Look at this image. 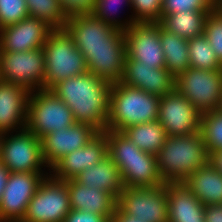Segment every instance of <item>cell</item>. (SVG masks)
Instances as JSON below:
<instances>
[{
  "mask_svg": "<svg viewBox=\"0 0 222 222\" xmlns=\"http://www.w3.org/2000/svg\"><path fill=\"white\" fill-rule=\"evenodd\" d=\"M168 222H205L204 205L182 182L166 183Z\"/></svg>",
  "mask_w": 222,
  "mask_h": 222,
  "instance_id": "21",
  "label": "cell"
},
{
  "mask_svg": "<svg viewBox=\"0 0 222 222\" xmlns=\"http://www.w3.org/2000/svg\"><path fill=\"white\" fill-rule=\"evenodd\" d=\"M202 135L167 136L157 154L158 171L165 183L182 182L209 161Z\"/></svg>",
  "mask_w": 222,
  "mask_h": 222,
  "instance_id": "3",
  "label": "cell"
},
{
  "mask_svg": "<svg viewBox=\"0 0 222 222\" xmlns=\"http://www.w3.org/2000/svg\"><path fill=\"white\" fill-rule=\"evenodd\" d=\"M203 35L222 64V9L219 6L208 14Z\"/></svg>",
  "mask_w": 222,
  "mask_h": 222,
  "instance_id": "33",
  "label": "cell"
},
{
  "mask_svg": "<svg viewBox=\"0 0 222 222\" xmlns=\"http://www.w3.org/2000/svg\"><path fill=\"white\" fill-rule=\"evenodd\" d=\"M131 11L135 23L160 22L162 0H131Z\"/></svg>",
  "mask_w": 222,
  "mask_h": 222,
  "instance_id": "34",
  "label": "cell"
},
{
  "mask_svg": "<svg viewBox=\"0 0 222 222\" xmlns=\"http://www.w3.org/2000/svg\"><path fill=\"white\" fill-rule=\"evenodd\" d=\"M45 59L44 89L50 90L56 83L88 72L83 54L73 38L63 29H53L43 46Z\"/></svg>",
  "mask_w": 222,
  "mask_h": 222,
  "instance_id": "5",
  "label": "cell"
},
{
  "mask_svg": "<svg viewBox=\"0 0 222 222\" xmlns=\"http://www.w3.org/2000/svg\"><path fill=\"white\" fill-rule=\"evenodd\" d=\"M200 134L209 157L214 152L222 150V113L218 110L202 113Z\"/></svg>",
  "mask_w": 222,
  "mask_h": 222,
  "instance_id": "31",
  "label": "cell"
},
{
  "mask_svg": "<svg viewBox=\"0 0 222 222\" xmlns=\"http://www.w3.org/2000/svg\"><path fill=\"white\" fill-rule=\"evenodd\" d=\"M64 29L83 54L89 73L110 83L120 82L126 57L124 32L92 13L69 17Z\"/></svg>",
  "mask_w": 222,
  "mask_h": 222,
  "instance_id": "1",
  "label": "cell"
},
{
  "mask_svg": "<svg viewBox=\"0 0 222 222\" xmlns=\"http://www.w3.org/2000/svg\"><path fill=\"white\" fill-rule=\"evenodd\" d=\"M182 183L204 206L222 204V173L210 160Z\"/></svg>",
  "mask_w": 222,
  "mask_h": 222,
  "instance_id": "23",
  "label": "cell"
},
{
  "mask_svg": "<svg viewBox=\"0 0 222 222\" xmlns=\"http://www.w3.org/2000/svg\"><path fill=\"white\" fill-rule=\"evenodd\" d=\"M28 15L39 18L53 29H63L68 16L63 11L60 0H25Z\"/></svg>",
  "mask_w": 222,
  "mask_h": 222,
  "instance_id": "29",
  "label": "cell"
},
{
  "mask_svg": "<svg viewBox=\"0 0 222 222\" xmlns=\"http://www.w3.org/2000/svg\"><path fill=\"white\" fill-rule=\"evenodd\" d=\"M220 113H222V94H221V99H220V104L219 107L217 109Z\"/></svg>",
  "mask_w": 222,
  "mask_h": 222,
  "instance_id": "43",
  "label": "cell"
},
{
  "mask_svg": "<svg viewBox=\"0 0 222 222\" xmlns=\"http://www.w3.org/2000/svg\"><path fill=\"white\" fill-rule=\"evenodd\" d=\"M160 42L165 58V68L175 78L190 68L188 39L170 33L160 24Z\"/></svg>",
  "mask_w": 222,
  "mask_h": 222,
  "instance_id": "26",
  "label": "cell"
},
{
  "mask_svg": "<svg viewBox=\"0 0 222 222\" xmlns=\"http://www.w3.org/2000/svg\"><path fill=\"white\" fill-rule=\"evenodd\" d=\"M124 214L146 222H168L166 183L154 188L125 187L117 198Z\"/></svg>",
  "mask_w": 222,
  "mask_h": 222,
  "instance_id": "11",
  "label": "cell"
},
{
  "mask_svg": "<svg viewBox=\"0 0 222 222\" xmlns=\"http://www.w3.org/2000/svg\"><path fill=\"white\" fill-rule=\"evenodd\" d=\"M78 183L111 193L116 199L125 188L120 169L107 154L98 163L74 178Z\"/></svg>",
  "mask_w": 222,
  "mask_h": 222,
  "instance_id": "24",
  "label": "cell"
},
{
  "mask_svg": "<svg viewBox=\"0 0 222 222\" xmlns=\"http://www.w3.org/2000/svg\"><path fill=\"white\" fill-rule=\"evenodd\" d=\"M218 6L222 9V0H218Z\"/></svg>",
  "mask_w": 222,
  "mask_h": 222,
  "instance_id": "46",
  "label": "cell"
},
{
  "mask_svg": "<svg viewBox=\"0 0 222 222\" xmlns=\"http://www.w3.org/2000/svg\"><path fill=\"white\" fill-rule=\"evenodd\" d=\"M3 132L2 131H0V151H1V141H2V138H3Z\"/></svg>",
  "mask_w": 222,
  "mask_h": 222,
  "instance_id": "44",
  "label": "cell"
},
{
  "mask_svg": "<svg viewBox=\"0 0 222 222\" xmlns=\"http://www.w3.org/2000/svg\"><path fill=\"white\" fill-rule=\"evenodd\" d=\"M205 222H222V204L204 206Z\"/></svg>",
  "mask_w": 222,
  "mask_h": 222,
  "instance_id": "39",
  "label": "cell"
},
{
  "mask_svg": "<svg viewBox=\"0 0 222 222\" xmlns=\"http://www.w3.org/2000/svg\"><path fill=\"white\" fill-rule=\"evenodd\" d=\"M139 149L157 155L167 134L158 120L127 127L122 131Z\"/></svg>",
  "mask_w": 222,
  "mask_h": 222,
  "instance_id": "27",
  "label": "cell"
},
{
  "mask_svg": "<svg viewBox=\"0 0 222 222\" xmlns=\"http://www.w3.org/2000/svg\"><path fill=\"white\" fill-rule=\"evenodd\" d=\"M211 11L188 10L174 14H164L161 26L179 37L191 39L204 33L205 22Z\"/></svg>",
  "mask_w": 222,
  "mask_h": 222,
  "instance_id": "25",
  "label": "cell"
},
{
  "mask_svg": "<svg viewBox=\"0 0 222 222\" xmlns=\"http://www.w3.org/2000/svg\"><path fill=\"white\" fill-rule=\"evenodd\" d=\"M175 89L202 114L217 110L222 94V69L188 68L175 78Z\"/></svg>",
  "mask_w": 222,
  "mask_h": 222,
  "instance_id": "9",
  "label": "cell"
},
{
  "mask_svg": "<svg viewBox=\"0 0 222 222\" xmlns=\"http://www.w3.org/2000/svg\"><path fill=\"white\" fill-rule=\"evenodd\" d=\"M123 7H127V9L125 10ZM91 13L109 26L122 32L135 23L131 11V0H96ZM125 15L127 16L125 17Z\"/></svg>",
  "mask_w": 222,
  "mask_h": 222,
  "instance_id": "28",
  "label": "cell"
},
{
  "mask_svg": "<svg viewBox=\"0 0 222 222\" xmlns=\"http://www.w3.org/2000/svg\"><path fill=\"white\" fill-rule=\"evenodd\" d=\"M126 58L165 68V58L160 42V23H134L126 31Z\"/></svg>",
  "mask_w": 222,
  "mask_h": 222,
  "instance_id": "14",
  "label": "cell"
},
{
  "mask_svg": "<svg viewBox=\"0 0 222 222\" xmlns=\"http://www.w3.org/2000/svg\"><path fill=\"white\" fill-rule=\"evenodd\" d=\"M107 135L98 132L84 147L76 149L50 168V175L58 180H70L92 167L107 155Z\"/></svg>",
  "mask_w": 222,
  "mask_h": 222,
  "instance_id": "18",
  "label": "cell"
},
{
  "mask_svg": "<svg viewBox=\"0 0 222 222\" xmlns=\"http://www.w3.org/2000/svg\"><path fill=\"white\" fill-rule=\"evenodd\" d=\"M72 210H83L111 219L117 208V199L109 192L89 188L75 179L66 180Z\"/></svg>",
  "mask_w": 222,
  "mask_h": 222,
  "instance_id": "20",
  "label": "cell"
},
{
  "mask_svg": "<svg viewBox=\"0 0 222 222\" xmlns=\"http://www.w3.org/2000/svg\"><path fill=\"white\" fill-rule=\"evenodd\" d=\"M110 222H146L135 217L122 213L118 208L115 209Z\"/></svg>",
  "mask_w": 222,
  "mask_h": 222,
  "instance_id": "40",
  "label": "cell"
},
{
  "mask_svg": "<svg viewBox=\"0 0 222 222\" xmlns=\"http://www.w3.org/2000/svg\"><path fill=\"white\" fill-rule=\"evenodd\" d=\"M104 133L107 135V153L116 166L122 160L136 159L144 152L122 132L107 130Z\"/></svg>",
  "mask_w": 222,
  "mask_h": 222,
  "instance_id": "32",
  "label": "cell"
},
{
  "mask_svg": "<svg viewBox=\"0 0 222 222\" xmlns=\"http://www.w3.org/2000/svg\"><path fill=\"white\" fill-rule=\"evenodd\" d=\"M70 210L66 181L48 175L37 187L20 222H64Z\"/></svg>",
  "mask_w": 222,
  "mask_h": 222,
  "instance_id": "8",
  "label": "cell"
},
{
  "mask_svg": "<svg viewBox=\"0 0 222 222\" xmlns=\"http://www.w3.org/2000/svg\"><path fill=\"white\" fill-rule=\"evenodd\" d=\"M0 162L10 172L50 173L43 158L41 139L27 128L3 134Z\"/></svg>",
  "mask_w": 222,
  "mask_h": 222,
  "instance_id": "7",
  "label": "cell"
},
{
  "mask_svg": "<svg viewBox=\"0 0 222 222\" xmlns=\"http://www.w3.org/2000/svg\"><path fill=\"white\" fill-rule=\"evenodd\" d=\"M209 160L222 173V150L214 152Z\"/></svg>",
  "mask_w": 222,
  "mask_h": 222,
  "instance_id": "42",
  "label": "cell"
},
{
  "mask_svg": "<svg viewBox=\"0 0 222 222\" xmlns=\"http://www.w3.org/2000/svg\"><path fill=\"white\" fill-rule=\"evenodd\" d=\"M117 167L125 187L154 188L165 183L158 171L157 155L143 152L136 159L122 160Z\"/></svg>",
  "mask_w": 222,
  "mask_h": 222,
  "instance_id": "22",
  "label": "cell"
},
{
  "mask_svg": "<svg viewBox=\"0 0 222 222\" xmlns=\"http://www.w3.org/2000/svg\"><path fill=\"white\" fill-rule=\"evenodd\" d=\"M27 16L25 0H0V24L3 27L18 23Z\"/></svg>",
  "mask_w": 222,
  "mask_h": 222,
  "instance_id": "36",
  "label": "cell"
},
{
  "mask_svg": "<svg viewBox=\"0 0 222 222\" xmlns=\"http://www.w3.org/2000/svg\"><path fill=\"white\" fill-rule=\"evenodd\" d=\"M96 0H60L63 11L68 17L80 14H90Z\"/></svg>",
  "mask_w": 222,
  "mask_h": 222,
  "instance_id": "37",
  "label": "cell"
},
{
  "mask_svg": "<svg viewBox=\"0 0 222 222\" xmlns=\"http://www.w3.org/2000/svg\"><path fill=\"white\" fill-rule=\"evenodd\" d=\"M10 171L0 162V203Z\"/></svg>",
  "mask_w": 222,
  "mask_h": 222,
  "instance_id": "41",
  "label": "cell"
},
{
  "mask_svg": "<svg viewBox=\"0 0 222 222\" xmlns=\"http://www.w3.org/2000/svg\"><path fill=\"white\" fill-rule=\"evenodd\" d=\"M159 99L156 95L122 82L112 83L108 130L122 132L127 127L158 120Z\"/></svg>",
  "mask_w": 222,
  "mask_h": 222,
  "instance_id": "4",
  "label": "cell"
},
{
  "mask_svg": "<svg viewBox=\"0 0 222 222\" xmlns=\"http://www.w3.org/2000/svg\"><path fill=\"white\" fill-rule=\"evenodd\" d=\"M45 59L43 48L24 52L0 49V80L19 84L29 91L44 89Z\"/></svg>",
  "mask_w": 222,
  "mask_h": 222,
  "instance_id": "10",
  "label": "cell"
},
{
  "mask_svg": "<svg viewBox=\"0 0 222 222\" xmlns=\"http://www.w3.org/2000/svg\"><path fill=\"white\" fill-rule=\"evenodd\" d=\"M76 123L68 105L52 91H30L26 128L38 138Z\"/></svg>",
  "mask_w": 222,
  "mask_h": 222,
  "instance_id": "6",
  "label": "cell"
},
{
  "mask_svg": "<svg viewBox=\"0 0 222 222\" xmlns=\"http://www.w3.org/2000/svg\"><path fill=\"white\" fill-rule=\"evenodd\" d=\"M190 67L194 69H222V64L215 55L204 35L188 39Z\"/></svg>",
  "mask_w": 222,
  "mask_h": 222,
  "instance_id": "30",
  "label": "cell"
},
{
  "mask_svg": "<svg viewBox=\"0 0 222 222\" xmlns=\"http://www.w3.org/2000/svg\"><path fill=\"white\" fill-rule=\"evenodd\" d=\"M30 91L22 85L0 80V131L26 128Z\"/></svg>",
  "mask_w": 222,
  "mask_h": 222,
  "instance_id": "19",
  "label": "cell"
},
{
  "mask_svg": "<svg viewBox=\"0 0 222 222\" xmlns=\"http://www.w3.org/2000/svg\"><path fill=\"white\" fill-rule=\"evenodd\" d=\"M50 173L10 172L0 203V222H20L40 182Z\"/></svg>",
  "mask_w": 222,
  "mask_h": 222,
  "instance_id": "13",
  "label": "cell"
},
{
  "mask_svg": "<svg viewBox=\"0 0 222 222\" xmlns=\"http://www.w3.org/2000/svg\"><path fill=\"white\" fill-rule=\"evenodd\" d=\"M111 86L112 83L86 72L56 83L50 91L68 105L77 123L105 132Z\"/></svg>",
  "mask_w": 222,
  "mask_h": 222,
  "instance_id": "2",
  "label": "cell"
},
{
  "mask_svg": "<svg viewBox=\"0 0 222 222\" xmlns=\"http://www.w3.org/2000/svg\"><path fill=\"white\" fill-rule=\"evenodd\" d=\"M85 123H75L44 136L41 139L42 154L49 169L62 157L84 147L98 133Z\"/></svg>",
  "mask_w": 222,
  "mask_h": 222,
  "instance_id": "15",
  "label": "cell"
},
{
  "mask_svg": "<svg viewBox=\"0 0 222 222\" xmlns=\"http://www.w3.org/2000/svg\"><path fill=\"white\" fill-rule=\"evenodd\" d=\"M52 30L43 20L27 16L18 23L3 27L0 49L6 52H24L43 48Z\"/></svg>",
  "mask_w": 222,
  "mask_h": 222,
  "instance_id": "16",
  "label": "cell"
},
{
  "mask_svg": "<svg viewBox=\"0 0 222 222\" xmlns=\"http://www.w3.org/2000/svg\"><path fill=\"white\" fill-rule=\"evenodd\" d=\"M2 30H3V26L0 24V41H1V38H2Z\"/></svg>",
  "mask_w": 222,
  "mask_h": 222,
  "instance_id": "45",
  "label": "cell"
},
{
  "mask_svg": "<svg viewBox=\"0 0 222 222\" xmlns=\"http://www.w3.org/2000/svg\"><path fill=\"white\" fill-rule=\"evenodd\" d=\"M64 222H110V220L106 216L71 209Z\"/></svg>",
  "mask_w": 222,
  "mask_h": 222,
  "instance_id": "38",
  "label": "cell"
},
{
  "mask_svg": "<svg viewBox=\"0 0 222 222\" xmlns=\"http://www.w3.org/2000/svg\"><path fill=\"white\" fill-rule=\"evenodd\" d=\"M218 6V0H162V13L174 14L182 11H213Z\"/></svg>",
  "mask_w": 222,
  "mask_h": 222,
  "instance_id": "35",
  "label": "cell"
},
{
  "mask_svg": "<svg viewBox=\"0 0 222 222\" xmlns=\"http://www.w3.org/2000/svg\"><path fill=\"white\" fill-rule=\"evenodd\" d=\"M120 82L158 97L175 89V77L166 68H154L126 57Z\"/></svg>",
  "mask_w": 222,
  "mask_h": 222,
  "instance_id": "17",
  "label": "cell"
},
{
  "mask_svg": "<svg viewBox=\"0 0 222 222\" xmlns=\"http://www.w3.org/2000/svg\"><path fill=\"white\" fill-rule=\"evenodd\" d=\"M201 115L176 89L159 99L158 121L167 136H187L199 133Z\"/></svg>",
  "mask_w": 222,
  "mask_h": 222,
  "instance_id": "12",
  "label": "cell"
}]
</instances>
